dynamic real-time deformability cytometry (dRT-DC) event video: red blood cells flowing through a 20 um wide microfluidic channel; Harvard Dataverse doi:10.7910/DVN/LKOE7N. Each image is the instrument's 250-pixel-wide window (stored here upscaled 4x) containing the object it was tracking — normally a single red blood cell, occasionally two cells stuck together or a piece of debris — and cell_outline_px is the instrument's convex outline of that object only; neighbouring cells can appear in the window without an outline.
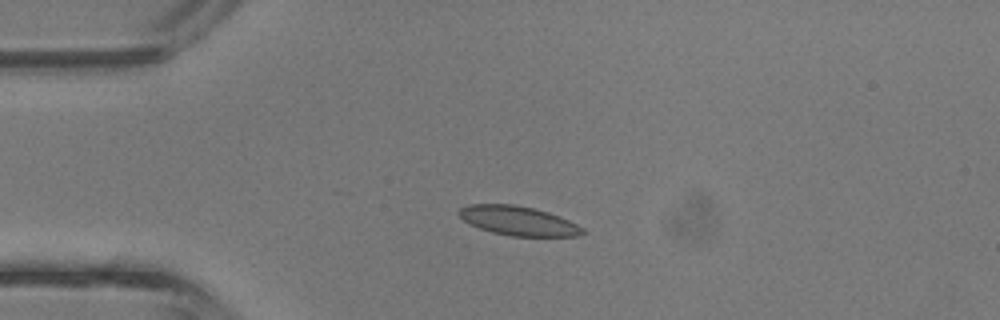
{"species": "common noctule bat (a hibernating species)", "species_latin": "Nyctalus noctula", "temperature_condition": "room temperature", "stored_images_in_passage": 4, "camera_frame_rate_fps": 3000, "um_per_image_px": 0.085, "animal": {"sex": "male", "body_mass_g": 13.3}, "frame": {"image": 1, "passage_image": 3, "time_ms": 0.667, "image_size_px": [1000, 320], "cell_outline_px": [[588, 232], [576, 236], [512, 236], [492, 232], [480, 228], [464, 220], [456, 212], [460, 208], [468, 204], [516, 204], [548, 212], [560, 216], [584, 228]], "centroid_in_image_um": [44.07, 18.76], "position_along_channel_um": 40.9, "area_um2": 21.04}}
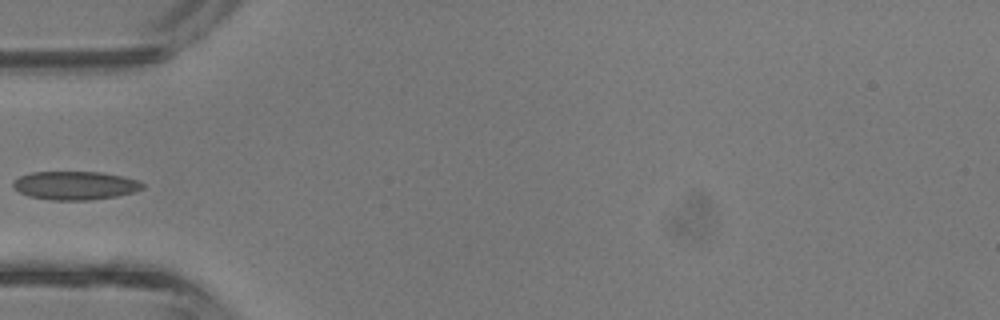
{"frame": {"image": 2, "passage_image": 4, "time_ms": 1.0, "image_size_px": [1000, 320], "cell_outline_px": [[144, 188], [136, 192], [116, 196], [88, 200], [52, 200], [28, 196], [20, 192], [12, 184], [12, 180], [20, 176], [32, 172], [100, 172], [124, 176], [140, 180], [144, 184]], "centroid_in_image_um": [6.42, 15.76], "position_along_channel_um": 78.6, "area_um2": 21.62}}